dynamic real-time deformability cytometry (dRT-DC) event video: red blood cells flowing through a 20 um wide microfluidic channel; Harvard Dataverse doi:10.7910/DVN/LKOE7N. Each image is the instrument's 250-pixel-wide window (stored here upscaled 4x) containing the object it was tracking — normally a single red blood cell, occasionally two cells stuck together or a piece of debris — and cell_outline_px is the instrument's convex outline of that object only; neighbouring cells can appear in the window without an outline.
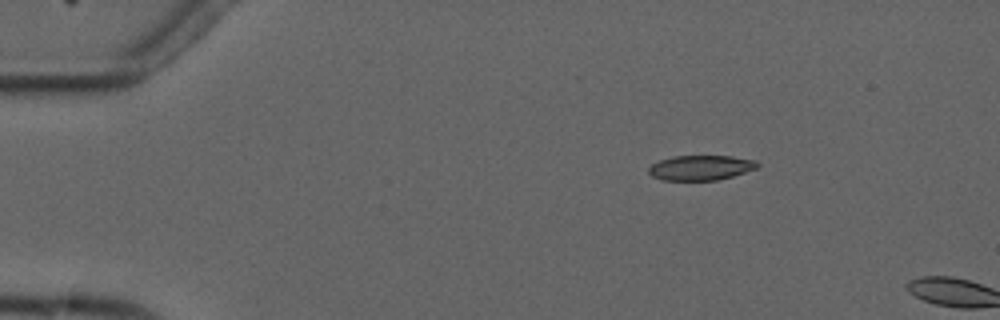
{"species": "common noctule bat (a hibernating species)", "species_latin": "Nyctalus noctula", "temperature_condition": "cold", "stored_images_in_passage": 3, "camera_frame_rate_fps": 3000, "um_per_image_px": 0.085, "animal": {"sex": "male", "forearm_length_mm": 52.5}, "frame": {"image": 1, "passage_image": 2, "time_ms": 1.333, "image_size_px": [1000, 320], "cell_outline_px": [[760, 164], [756, 168], [732, 176], [716, 180], [660, 180], [652, 176], [648, 172], [648, 168], [652, 164], [660, 160], [672, 156], [732, 156], [756, 160]], "centroid_in_image_um": [59.54, 14.25], "position_along_channel_um": 25.5, "area_um2": 15.78}}